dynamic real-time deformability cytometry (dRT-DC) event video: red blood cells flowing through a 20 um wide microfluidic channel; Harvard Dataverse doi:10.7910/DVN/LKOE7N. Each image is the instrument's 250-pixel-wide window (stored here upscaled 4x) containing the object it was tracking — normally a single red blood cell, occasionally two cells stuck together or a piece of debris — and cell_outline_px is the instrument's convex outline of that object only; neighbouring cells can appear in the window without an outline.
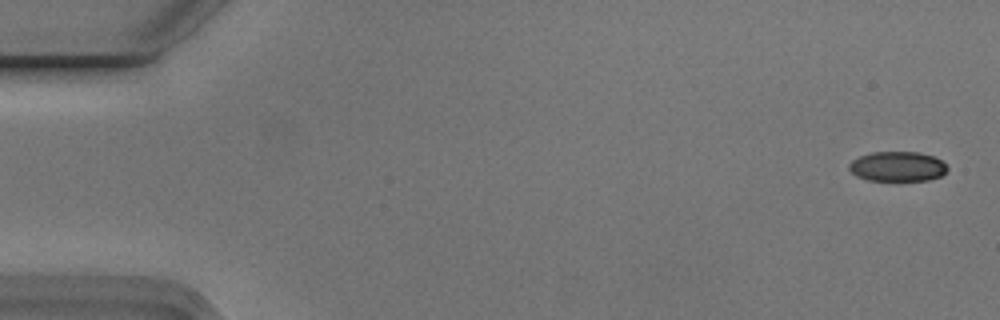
{"species": "Egyptian fruit bat (a non-hibernating species)", "species_latin": "Rousettus aegyptiacus", "temperature_condition": "cold", "stored_images_in_passage": 5, "camera_frame_rate_fps": 3000, "um_per_image_px": 0.085, "animal": {"sex": "male"}, "frame": {"image": 1, "passage_image": 1, "time_ms": 0.0, "image_size_px": [1000, 320], "cell_outline_px": [[948, 168], [940, 176], [928, 180], [868, 180], [856, 176], [848, 168], [848, 164], [852, 160], [860, 156], [872, 152], [920, 152], [932, 156], [940, 160]], "centroid_in_image_um": [76.25, 14.14], "position_along_channel_um": 8.8, "area_um2": 16.94}}
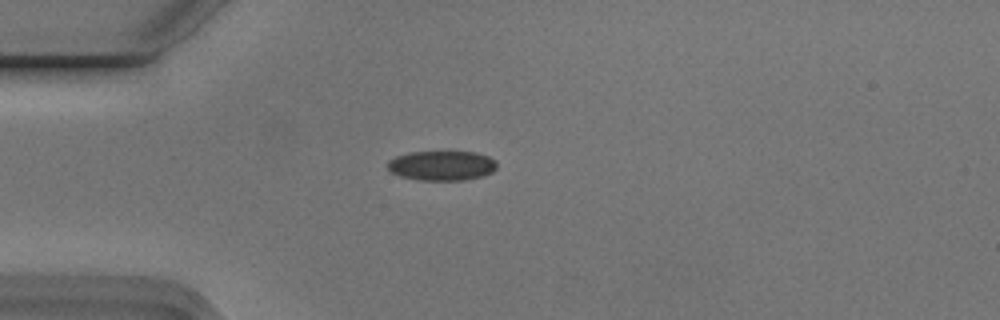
{"frame": {"image": 2, "passage_image": 5, "time_ms": 1.333, "image_size_px": [1000, 320], "cell_outline_px": [[496, 168], [492, 172], [484, 176], [464, 180], [420, 180], [400, 176], [392, 172], [388, 168], [388, 160], [396, 156], [408, 152], [476, 152], [488, 156], [496, 160]], "centroid_in_image_um": [37.57, 14.07], "position_along_channel_um": 47.4, "area_um2": 18.96}}